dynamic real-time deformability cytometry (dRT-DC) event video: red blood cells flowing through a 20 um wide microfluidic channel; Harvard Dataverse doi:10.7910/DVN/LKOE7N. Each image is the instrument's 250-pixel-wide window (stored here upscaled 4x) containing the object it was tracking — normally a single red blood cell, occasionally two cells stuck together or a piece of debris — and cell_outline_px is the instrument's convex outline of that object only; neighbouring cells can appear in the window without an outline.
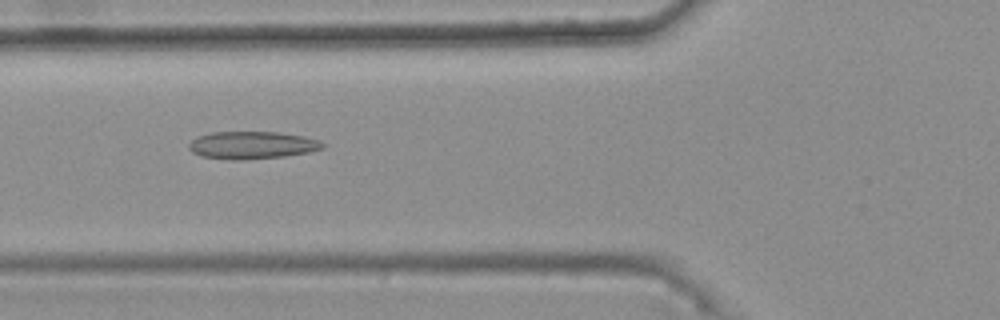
{"species": "common noctule bat (a hibernating species)", "species_latin": "Nyctalus noctula", "temperature_condition": "warm", "stored_images_in_passage": 48, "camera_frame_rate_fps": 3000, "um_per_image_px": 0.085, "animal": {"sex": "female", "body_mass_g": 25.1}, "frame": {"image": 1, "passage_image": 20, "time_ms": 6.333, "image_size_px": [1000, 320], "cell_outline_px": [[328, 144], [324, 148], [308, 152], [284, 156], [236, 160], [200, 156], [192, 152], [188, 148], [188, 144], [196, 136], [212, 132], [280, 132], [304, 136], [320, 140]], "centroid_in_image_um": [21.44, 12.32], "position_along_channel_um": 104.4, "area_um2": 21.56}}
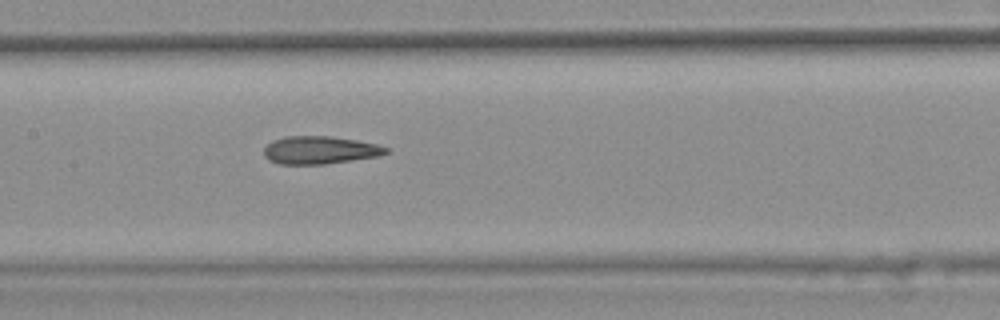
{"frame": {"image": 2, "passage_image": 26, "time_ms": 8.333, "image_size_px": [1000, 320], "cell_outline_px": [[392, 148], [388, 152], [380, 156], [324, 164], [280, 164], [268, 160], [264, 156], [264, 148], [272, 140], [284, 136], [332, 136], [356, 140], [376, 144]], "centroid_in_image_um": [27.2, 12.75], "position_along_channel_um": 180.2, "area_um2": 19.94}}
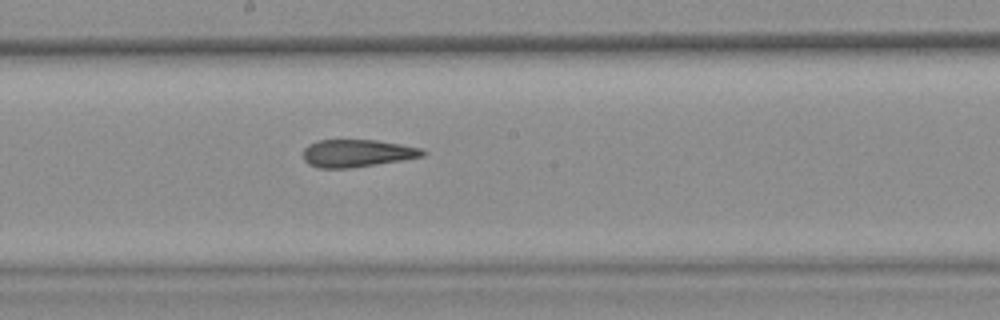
{"frame": {"image": 3, "passage_image": 29, "time_ms": 9.333, "image_size_px": [1000, 320], "cell_outline_px": [[428, 152], [424, 156], [404, 160], [352, 168], [316, 168], [308, 164], [304, 160], [304, 148], [308, 144], [316, 140], [376, 140], [424, 148]], "centroid_in_image_um": [30.38, 13.03], "position_along_channel_um": 217.8, "area_um2": 19.48}, "authors_computed_cell_mechanics": {"area_um2": 20.4901, "velocity_mm_per_s": 3.7784, "shape_relaxation_time_tau1_ms": null, "shape_relaxation_time_tau2_ms": 2.8122, "deformation_change_tau1": null, "deformation_change_tau2": 0.1338}}